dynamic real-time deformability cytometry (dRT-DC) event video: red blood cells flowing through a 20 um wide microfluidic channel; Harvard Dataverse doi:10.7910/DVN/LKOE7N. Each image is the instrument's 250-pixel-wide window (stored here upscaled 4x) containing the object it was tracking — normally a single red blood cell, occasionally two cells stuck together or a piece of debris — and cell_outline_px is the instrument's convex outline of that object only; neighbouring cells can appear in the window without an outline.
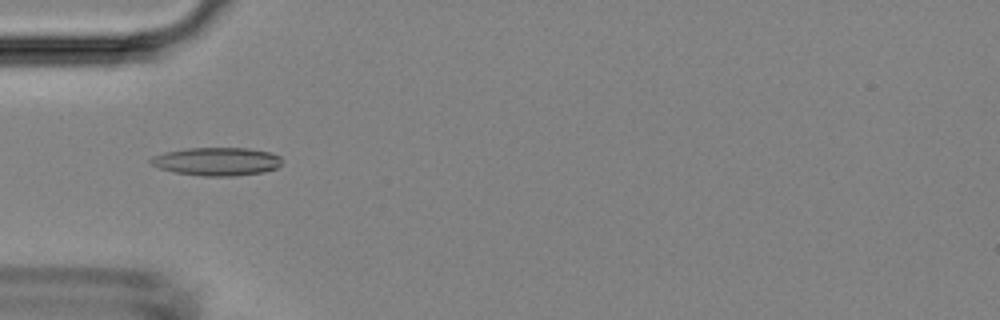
{"species": "Egyptian fruit bat (a non-hibernating species)", "species_latin": "Rousettus aegyptiacus", "temperature_condition": "room temperature", "stored_images_in_passage": 6, "camera_frame_rate_fps": 3000, "um_per_image_px": 0.085, "animal": {"sex": "female"}, "frame": {"image": 1, "passage_image": 5, "time_ms": 4.667, "image_size_px": [1000, 320], "cell_outline_px": [[284, 160], [276, 168], [264, 172], [236, 176], [204, 176], [172, 172], [148, 164], [148, 160], [152, 156], [164, 152], [188, 148], [248, 148], [272, 152], [280, 156]], "centroid_in_image_um": [18.42, 13.72], "position_along_channel_um": 66.6, "area_um2": 21.91}}